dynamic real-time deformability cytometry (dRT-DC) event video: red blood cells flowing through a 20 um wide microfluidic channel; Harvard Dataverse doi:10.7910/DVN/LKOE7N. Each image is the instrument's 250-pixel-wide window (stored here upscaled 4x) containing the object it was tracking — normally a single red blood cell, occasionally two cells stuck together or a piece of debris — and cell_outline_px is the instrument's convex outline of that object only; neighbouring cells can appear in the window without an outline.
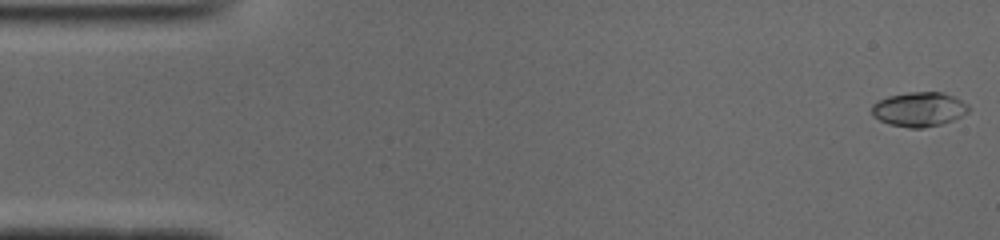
{"species": "common noctule bat (a hibernating species)", "species_latin": "Nyctalus noctula", "temperature_condition": "cold", "stored_images_in_passage": 51, "camera_frame_rate_fps": 3000, "um_per_image_px": 0.085, "animal": {"sex": "male", "body_mass_g": 19.0, "forearm_length_mm": 50.8}, "frame": {"image": 1, "passage_image": 1, "time_ms": 0.0, "image_size_px": [1000, 240], "cell_outline_px": [[968, 112], [952, 120], [940, 124], [924, 128], [908, 128], [888, 124], [872, 116], [872, 104], [888, 96], [908, 92], [944, 92], [968, 104]], "centroid_in_image_um": [78.09, 9.29], "position_along_channel_um": 6.9, "area_um2": 19.36}}
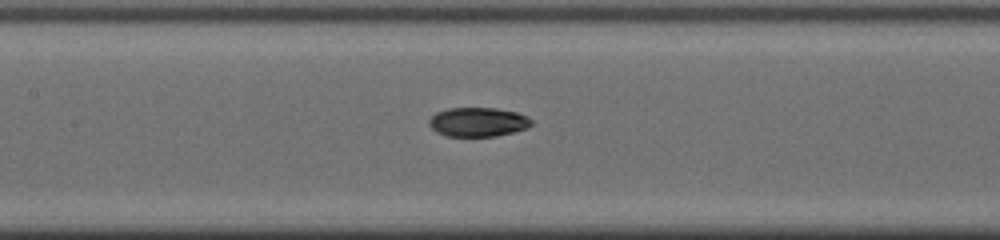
{"frame": {"image": 2, "passage_image": 23, "time_ms": 7.333, "image_size_px": [1000, 240], "cell_outline_px": [[532, 124], [528, 128], [516, 132], [496, 136], [448, 136], [436, 132], [428, 124], [428, 120], [436, 112], [448, 108], [496, 108], [516, 112], [532, 120]], "centroid_in_image_um": [40.62, 10.37], "position_along_channel_um": 166.8, "area_um2": 17.46}}
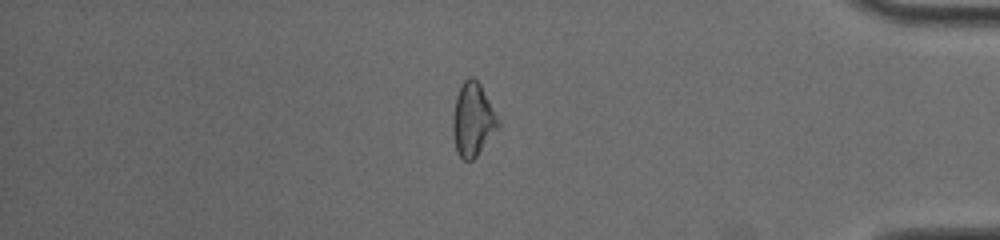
{"frame": {"image": 3, "passage_image": 43, "time_ms": 14.0, "image_size_px": [1000, 240], "cell_outline_px": [[500, 124], [476, 156], [472, 160], [464, 160], [460, 156], [456, 148], [452, 132], [452, 116], [456, 96], [464, 80], [468, 76], [472, 76], [480, 84]], "centroid_in_image_um": [40.15, 10.15], "position_along_channel_um": 395.1, "area_um2": 18.84}, "authors_computed_cell_mechanics": {"area_um2": 18.1492, "velocity_mm_per_s": 3.9359, "shape_relaxation_time_tau1_ms": 4.7308, "shape_relaxation_time_tau2_ms": 7.0346, "deformation_change_tau1": 0.1342, "deformation_change_tau2": 0.1139}}